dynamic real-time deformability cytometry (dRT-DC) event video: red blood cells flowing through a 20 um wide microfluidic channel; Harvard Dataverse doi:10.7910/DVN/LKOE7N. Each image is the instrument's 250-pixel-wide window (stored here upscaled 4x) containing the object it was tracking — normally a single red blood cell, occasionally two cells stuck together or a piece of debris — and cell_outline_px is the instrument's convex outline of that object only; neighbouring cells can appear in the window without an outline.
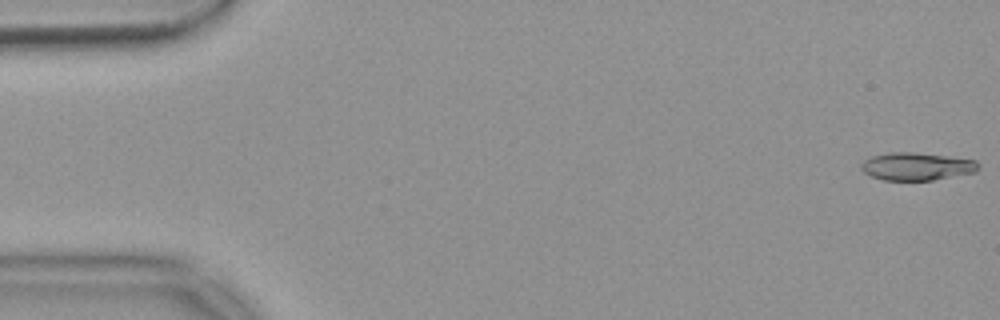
{"species": "common noctule bat (a hibernating species)", "species_latin": "Nyctalus noctula", "temperature_condition": "warm", "stored_images_in_passage": 55, "camera_frame_rate_fps": 3000, "um_per_image_px": 0.085, "animal": {"sex": "female", "body_mass_g": 18.4}, "frame": {"image": 1, "passage_image": 1, "time_ms": 0.0, "image_size_px": [1000, 320], "cell_outline_px": [[980, 168], [976, 172], [932, 180], [884, 180], [872, 176], [864, 172], [860, 168], [860, 164], [864, 160], [872, 156], [888, 152], [912, 152], [976, 160], [980, 164]], "centroid_in_image_um": [77.92, 14.14], "position_along_channel_um": 7.1, "area_um2": 18.9}}
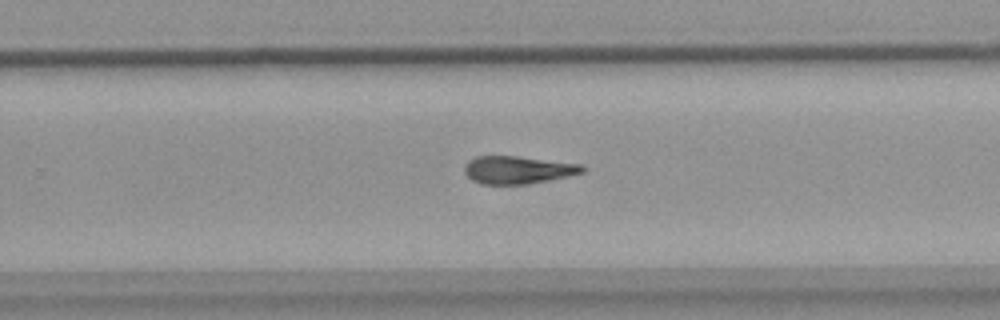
{"frame": {"image": 2, "passage_image": 35, "time_ms": 11.333, "image_size_px": [1000, 320], "cell_outline_px": [[584, 172], [568, 176], [528, 184], [480, 184], [472, 180], [464, 172], [464, 164], [468, 160], [476, 156], [516, 156], [580, 164], [584, 168]], "centroid_in_image_um": [43.96, 14.44], "position_along_channel_um": 285.8, "area_um2": 18.96}}
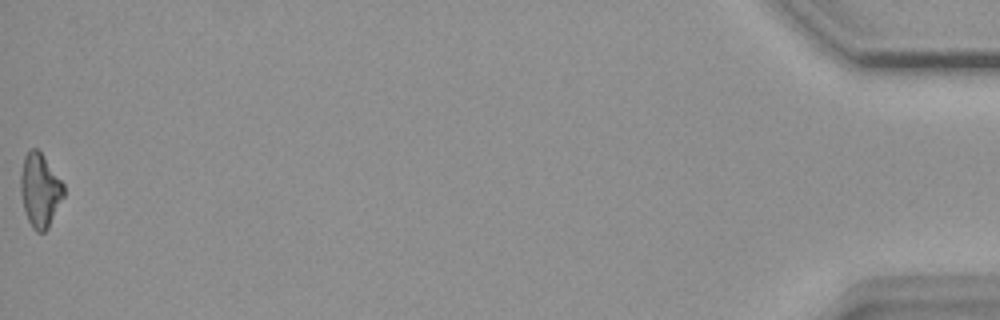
{"frame": {"image": 3, "passage_image": 55, "time_ms": 18.0, "image_size_px": [1000, 320], "cell_outline_px": [[64, 196], [48, 228], [44, 232], [36, 232], [32, 228], [28, 220], [24, 208], [20, 192], [20, 172], [24, 156], [32, 148], [36, 148], [40, 152], [64, 184]], "centroid_in_image_um": [3.39, 16.18], "position_along_channel_um": 431.8, "area_um2": 18.38}}